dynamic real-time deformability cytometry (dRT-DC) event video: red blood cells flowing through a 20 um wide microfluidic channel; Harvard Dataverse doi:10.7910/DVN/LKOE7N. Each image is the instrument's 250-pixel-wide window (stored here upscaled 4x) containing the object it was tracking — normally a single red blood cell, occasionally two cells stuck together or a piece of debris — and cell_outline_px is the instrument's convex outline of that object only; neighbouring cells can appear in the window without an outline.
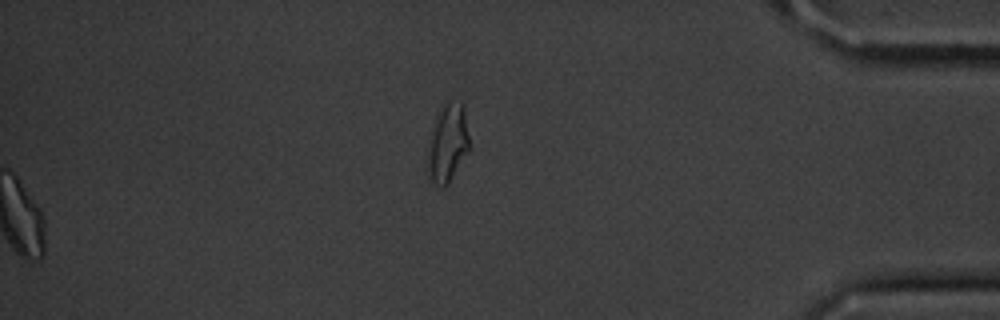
{"species": "common noctule bat (a hibernating species)", "species_latin": "Nyctalus noctula", "temperature_condition": "cold", "stored_images_in_passage": 55, "segment_of_instrument_passage": [2, 2], "camera_frame_rate_fps": 3000, "um_per_image_px": 0.085, "animal": {"sex": "male", "body_mass_g": 20.1, "forearm_length_mm": 53.5}, "frame": {"image": 1, "passage_image": 55, "time_ms": 18.0, "image_size_px": [1000, 320], "cell_outline_px": [[472, 148], [448, 184], [444, 188], [440, 188], [428, 176], [424, 168], [424, 160], [436, 116], [440, 108], [448, 100], [460, 100], [464, 104], [472, 144]], "centroid_in_image_um": [38.07, 12.18], "position_along_channel_um": 397.1, "area_um2": 20.35}}